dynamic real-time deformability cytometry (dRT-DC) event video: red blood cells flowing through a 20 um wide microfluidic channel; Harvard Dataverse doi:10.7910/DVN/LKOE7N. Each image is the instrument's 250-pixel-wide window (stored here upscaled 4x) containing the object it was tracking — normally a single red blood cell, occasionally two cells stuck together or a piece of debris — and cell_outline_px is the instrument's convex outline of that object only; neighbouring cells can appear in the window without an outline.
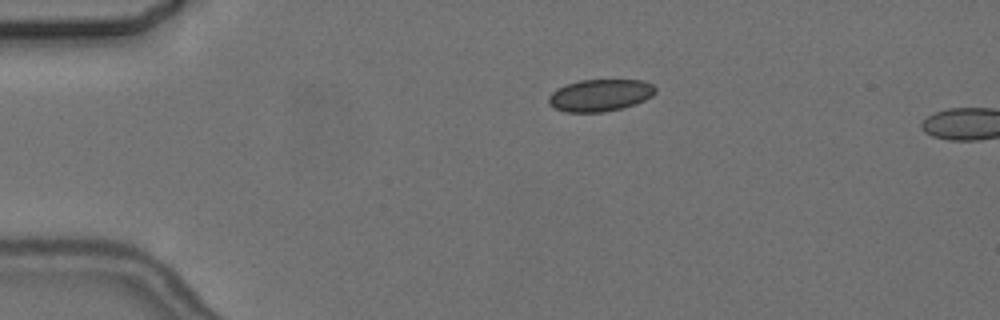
{"species": "common noctule bat (a hibernating species)", "species_latin": "Nyctalus noctula", "temperature_condition": "cold", "stored_images_in_passage": 3, "camera_frame_rate_fps": 3000, "um_per_image_px": 0.085, "animal": {"sex": "female", "body_mass_g": 24.6, "forearm_length_mm": 56.2}, "frame": {"image": 1, "passage_image": 2, "time_ms": 1.0, "image_size_px": [1000, 320], "cell_outline_px": [[656, 92], [652, 96], [636, 104], [604, 112], [564, 112], [548, 104], [548, 96], [556, 88], [580, 80], [644, 80], [652, 84], [656, 88]], "centroid_in_image_um": [51.0, 8.09], "position_along_channel_um": 34.0, "area_um2": 20.0}}